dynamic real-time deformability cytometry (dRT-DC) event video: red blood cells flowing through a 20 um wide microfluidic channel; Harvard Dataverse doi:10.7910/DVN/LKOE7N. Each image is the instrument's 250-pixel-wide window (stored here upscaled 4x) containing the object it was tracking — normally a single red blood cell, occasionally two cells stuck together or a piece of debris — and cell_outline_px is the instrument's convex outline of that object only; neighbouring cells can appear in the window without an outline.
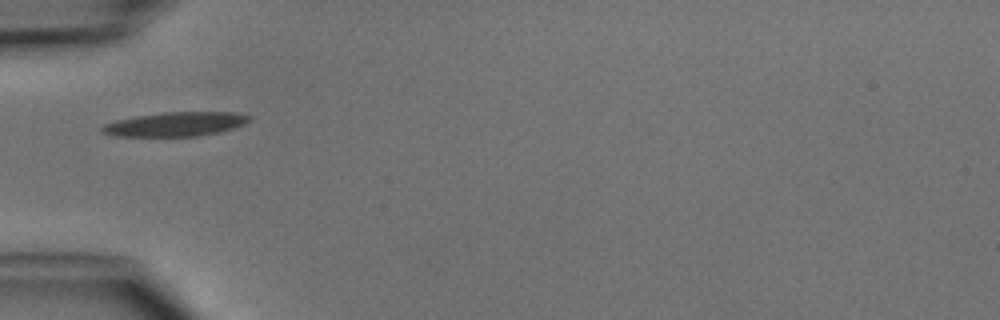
{"species": "common noctule bat (a hibernating species)", "species_latin": "Nyctalus noctula", "temperature_condition": "cold", "stored_images_in_passage": 4, "camera_frame_rate_fps": 3000, "um_per_image_px": 0.085, "animal": {"sex": "male", "body_mass_g": 15.6}, "frame": {"image": 1, "passage_image": 3, "time_ms": 3.333, "image_size_px": [1000, 320], "cell_outline_px": [[252, 120], [244, 124], [220, 132], [200, 136], [116, 136], [100, 132], [100, 128], [104, 124], [116, 120], [136, 116], [164, 112], [232, 112], [252, 116]], "centroid_in_image_um": [14.92, 10.55], "position_along_channel_um": 70.1, "area_um2": 20.81}}